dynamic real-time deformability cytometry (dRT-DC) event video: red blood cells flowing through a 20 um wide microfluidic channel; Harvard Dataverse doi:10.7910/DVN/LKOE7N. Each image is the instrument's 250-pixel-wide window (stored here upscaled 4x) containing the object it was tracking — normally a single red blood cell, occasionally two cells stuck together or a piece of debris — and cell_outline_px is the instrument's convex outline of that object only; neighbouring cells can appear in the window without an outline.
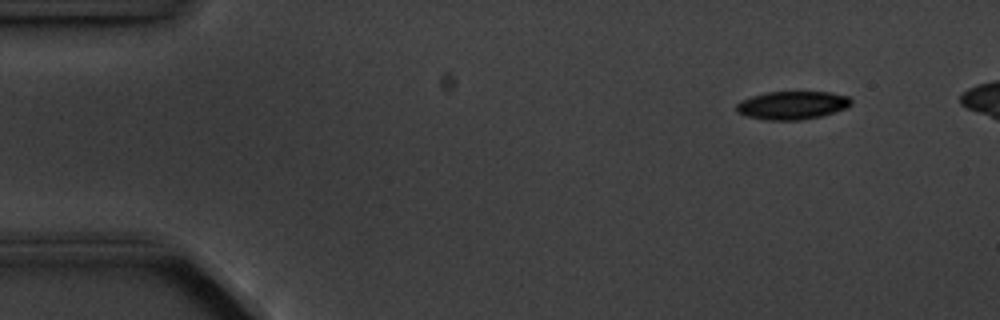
{"species": "common noctule bat (a hibernating species)", "species_latin": "Nyctalus noctula", "temperature_condition": "cold", "stored_images_in_passage": 5, "camera_frame_rate_fps": 3000, "um_per_image_px": 0.085, "animal": {"sex": "male", "body_mass_g": 20.1, "forearm_length_mm": 53.5}, "frame": {"image": 1, "passage_image": 1, "time_ms": 0.0, "image_size_px": [1000, 320], "cell_outline_px": [[852, 104], [848, 108], [820, 116], [800, 120], [768, 120], [748, 116], [736, 112], [736, 104], [740, 100], [764, 92], [832, 92], [848, 96], [852, 100]], "centroid_in_image_um": [67.35, 8.94], "position_along_channel_um": 17.6, "area_um2": 18.96}}